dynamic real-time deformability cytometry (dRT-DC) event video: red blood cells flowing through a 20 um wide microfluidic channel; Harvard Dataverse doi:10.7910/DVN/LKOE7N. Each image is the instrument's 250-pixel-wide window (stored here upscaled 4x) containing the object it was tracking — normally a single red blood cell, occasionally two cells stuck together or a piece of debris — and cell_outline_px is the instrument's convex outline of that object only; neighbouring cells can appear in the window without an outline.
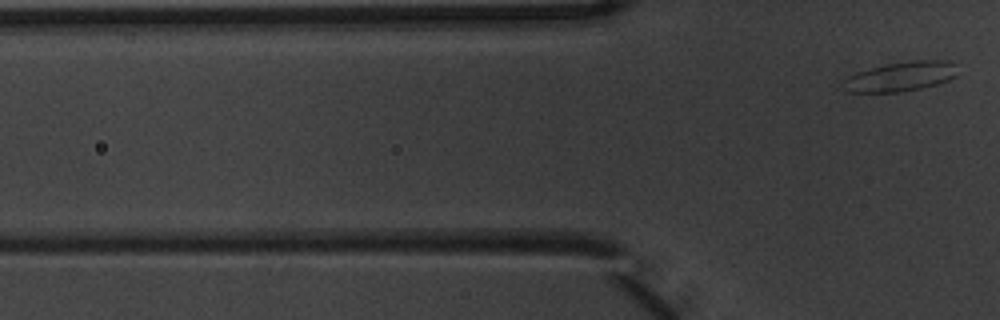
{"species": "common noctule bat (a hibernating species)", "species_latin": "Nyctalus noctula", "temperature_condition": "warm", "stored_images_in_passage": 5, "segment_of_instrument_passage": [2, 2], "camera_frame_rate_fps": 3000, "um_per_image_px": 0.085, "animal": {"sex": "male", "body_mass_g": 20.1, "forearm_length_mm": 53.5}, "frame": {"image": 1, "passage_image": 5, "time_ms": 1.333, "image_size_px": [1000, 320], "cell_outline_px": [[956, 76], [948, 80], [936, 84], [920, 88], [896, 92], [848, 92], [840, 88], [840, 80], [856, 72], [868, 68], [888, 64], [916, 60], [948, 60], [956, 64]], "centroid_in_image_um": [76.48, 6.5], "position_along_channel_um": 49.3, "area_um2": 19.88}}